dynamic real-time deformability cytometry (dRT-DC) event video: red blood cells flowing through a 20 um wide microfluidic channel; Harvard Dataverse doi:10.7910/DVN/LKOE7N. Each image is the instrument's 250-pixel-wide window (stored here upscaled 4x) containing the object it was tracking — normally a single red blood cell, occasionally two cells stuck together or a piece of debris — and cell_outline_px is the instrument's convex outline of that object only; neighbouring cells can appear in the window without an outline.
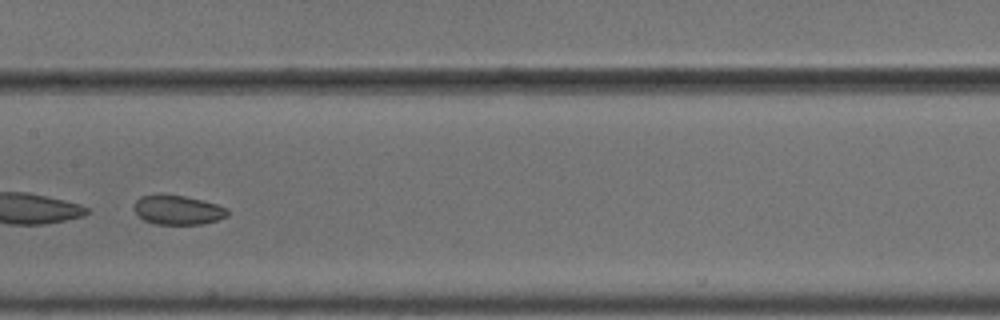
{"species": "common noctule bat (a hibernating species)", "species_latin": "Nyctalus noctula", "temperature_condition": "cold", "stored_images_in_passage": 12, "camera_frame_rate_fps": 3000, "um_per_image_px": 0.085, "animal": {"sex": "male", "body_mass_g": 18.8}, "frame": {"image": 1, "passage_image": 6, "time_ms": 1.667, "image_size_px": [1000, 320], "cell_outline_px": [[228, 216], [204, 224], [156, 224], [144, 220], [136, 212], [136, 200], [140, 196], [160, 192], [184, 196], [216, 204], [228, 208]], "centroid_in_image_um": [15.11, 17.82], "position_along_channel_um": 192.3, "area_um2": 16.07}}
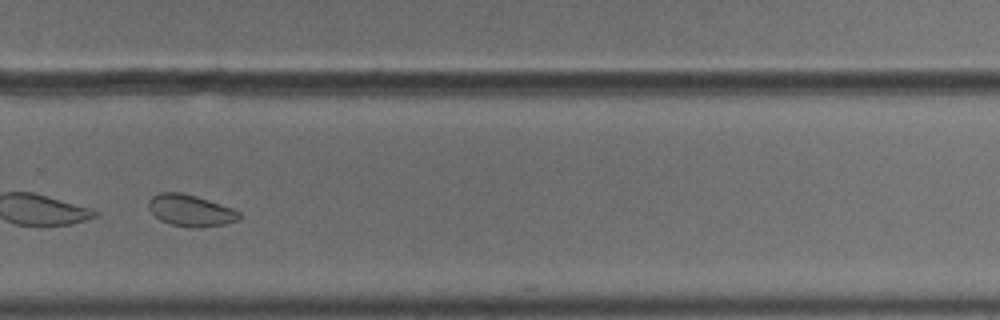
{"frame": {"image": 2, "passage_image": 9, "time_ms": 2.667, "image_size_px": [1000, 320], "cell_outline_px": [[240, 220], [224, 224], [196, 228], [172, 224], [160, 220], [148, 208], [148, 200], [152, 196], [160, 192], [180, 192], [196, 196], [232, 208], [240, 212]], "centroid_in_image_um": [16.19, 17.88], "position_along_channel_um": 313.6, "area_um2": 16.59}}